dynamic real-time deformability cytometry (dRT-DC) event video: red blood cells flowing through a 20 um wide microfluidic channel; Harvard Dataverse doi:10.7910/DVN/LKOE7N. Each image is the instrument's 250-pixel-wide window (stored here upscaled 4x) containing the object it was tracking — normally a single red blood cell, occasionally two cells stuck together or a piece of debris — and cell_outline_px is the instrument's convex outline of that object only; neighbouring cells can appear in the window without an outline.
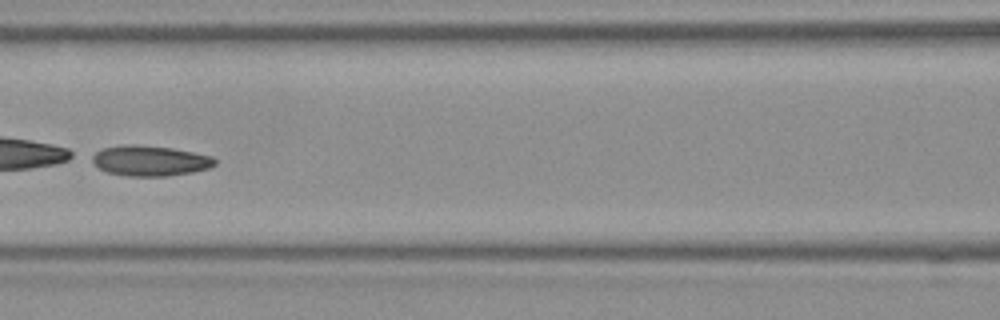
{"species": "Egyptian fruit bat (a non-hibernating species)", "species_latin": "Rousettus aegyptiacus", "temperature_condition": "room temperature", "stored_images_in_passage": 8, "camera_frame_rate_fps": 3000, "um_per_image_px": 0.085, "frame": {"image": 1, "passage_image": 8, "time_ms": 2.333, "image_size_px": [1000, 320], "cell_outline_px": [[216, 164], [208, 168], [192, 172], [168, 176], [128, 176], [108, 172], [100, 168], [88, 156], [100, 148], [124, 144], [140, 144], [172, 148], [212, 156], [216, 160]], "centroid_in_image_um": [12.71, 13.64], "position_along_channel_um": 153.9, "area_um2": 21.91}}